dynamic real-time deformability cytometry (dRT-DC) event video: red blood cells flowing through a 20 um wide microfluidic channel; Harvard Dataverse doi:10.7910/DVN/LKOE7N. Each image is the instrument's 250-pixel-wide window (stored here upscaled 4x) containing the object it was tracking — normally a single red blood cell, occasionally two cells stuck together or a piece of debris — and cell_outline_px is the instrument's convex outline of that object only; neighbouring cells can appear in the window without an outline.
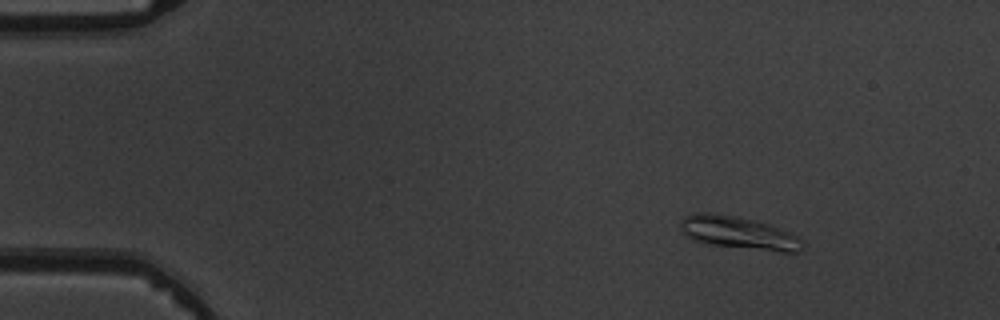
{"species": "common noctule bat (a hibernating species)", "species_latin": "Nyctalus noctula", "temperature_condition": "warm", "stored_images_in_passage": 4, "camera_frame_rate_fps": 3000, "um_per_image_px": 0.085, "animal": {"sex": "male", "body_mass_g": 19.5, "forearm_length_mm": 54.6}, "frame": {"image": 1, "passage_image": 2, "time_ms": 1.333, "image_size_px": [1000, 320], "cell_outline_px": [[804, 248], [796, 252], [780, 252], [704, 244], [692, 240], [680, 228], [680, 220], [684, 216], [692, 212], [708, 212], [736, 216], [768, 224], [788, 232], [804, 240]], "centroid_in_image_um": [62.75, 19.8], "position_along_channel_um": 22.3, "area_um2": 23.47}}
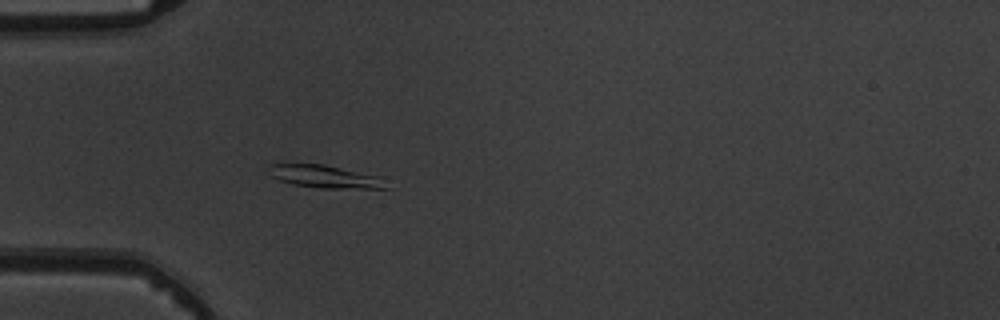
{"frame": {"image": 2, "passage_image": 4, "time_ms": 4.333, "image_size_px": [1000, 320], "cell_outline_px": [[388, 188], [320, 188], [292, 184], [280, 180], [272, 176], [268, 164], [324, 164], [376, 176]], "centroid_in_image_um": [27.53, 15.0], "position_along_channel_um": 57.5, "area_um2": 14.97}}